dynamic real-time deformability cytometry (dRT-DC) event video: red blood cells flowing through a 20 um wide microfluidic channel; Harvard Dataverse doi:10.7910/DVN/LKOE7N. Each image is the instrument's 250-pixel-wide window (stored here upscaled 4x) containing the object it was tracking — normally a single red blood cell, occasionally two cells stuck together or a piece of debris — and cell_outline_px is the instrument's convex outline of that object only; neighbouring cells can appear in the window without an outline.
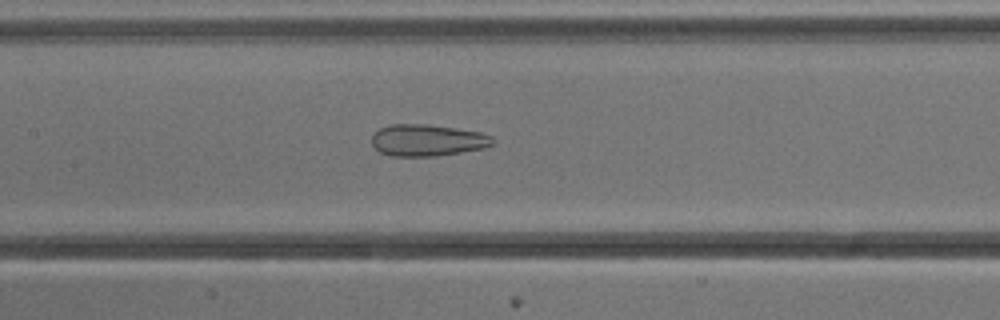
{"species": "common noctule bat (a hibernating species)", "species_latin": "Nyctalus noctula", "temperature_condition": "cold", "stored_images_in_passage": 43, "camera_frame_rate_fps": 3000, "um_per_image_px": 0.085, "animal": {"sex": "male", "body_mass_g": 13.3}, "frame": {"image": 1, "passage_image": 25, "time_ms": 8.0, "image_size_px": [1000, 320], "cell_outline_px": [[496, 140], [492, 144], [484, 148], [436, 156], [388, 156], [380, 152], [372, 144], [372, 136], [380, 128], [388, 124], [428, 124], [456, 128], [480, 132], [492, 136]], "centroid_in_image_um": [36.33, 11.92], "position_along_channel_um": 171.1, "area_um2": 22.43}}
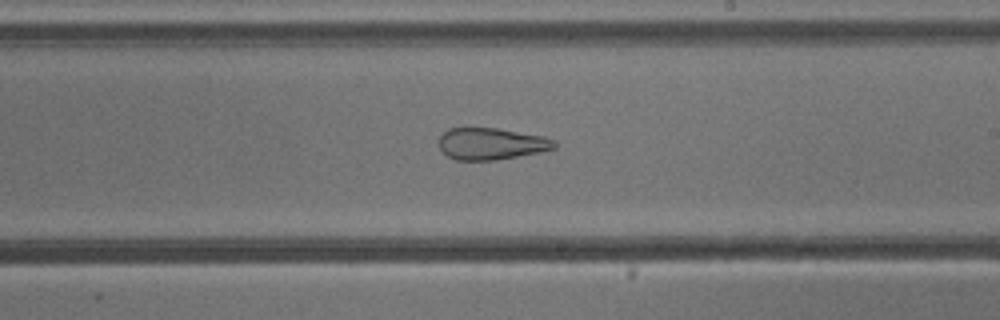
{"frame": {"image": 2, "passage_image": 31, "time_ms": 10.0, "image_size_px": [1000, 320], "cell_outline_px": [[556, 148], [540, 152], [496, 160], [456, 160], [448, 156], [440, 148], [440, 136], [448, 128], [464, 124], [468, 124], [496, 128], [544, 136], [556, 140]], "centroid_in_image_um": [41.72, 12.17], "position_along_channel_um": 247.3, "area_um2": 22.08}}